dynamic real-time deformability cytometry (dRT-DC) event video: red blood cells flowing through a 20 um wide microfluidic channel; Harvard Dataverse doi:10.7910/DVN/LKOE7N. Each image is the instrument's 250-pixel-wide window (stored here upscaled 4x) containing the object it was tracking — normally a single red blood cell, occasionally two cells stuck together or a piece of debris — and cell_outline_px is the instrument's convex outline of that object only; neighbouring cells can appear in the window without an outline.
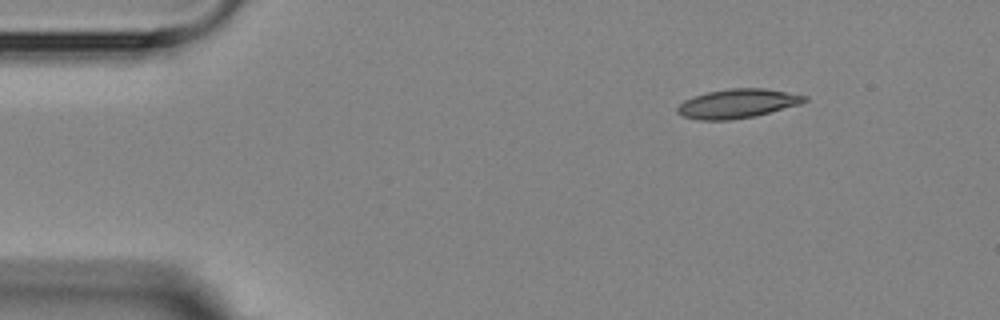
{"species": "Egyptian fruit bat (a non-hibernating species)", "species_latin": "Rousettus aegyptiacus", "temperature_condition": "room temperature", "stored_images_in_passage": 3, "camera_frame_rate_fps": 3000, "um_per_image_px": 0.085, "animal": {"sex": "female"}, "frame": {"image": 1, "passage_image": 1, "time_ms": 0.0, "image_size_px": [1000, 320], "cell_outline_px": [[808, 100], [800, 104], [756, 116], [728, 120], [700, 120], [684, 116], [676, 112], [676, 108], [684, 100], [692, 96], [708, 92], [728, 88], [764, 88], [808, 96]], "centroid_in_image_um": [62.68, 8.8], "position_along_channel_um": 22.3, "area_um2": 21.56}}
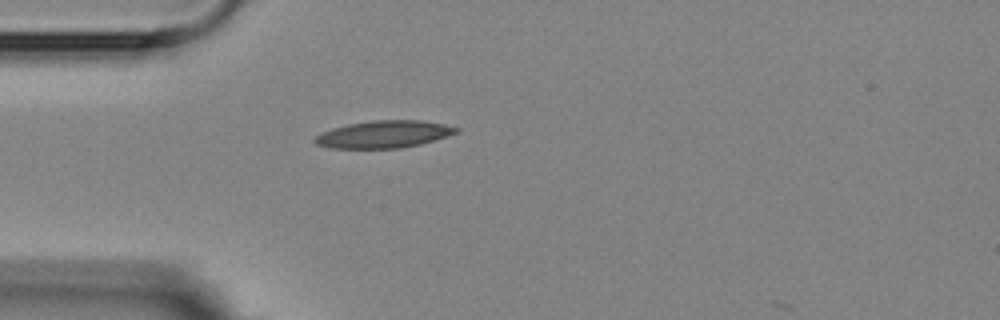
{"frame": {"image": 2, "passage_image": 3, "time_ms": 2.667, "image_size_px": [1000, 320], "cell_outline_px": [[460, 132], [420, 144], [400, 148], [332, 148], [316, 144], [312, 140], [320, 132], [332, 128], [348, 124], [372, 120], [420, 120], [444, 124], [460, 128]], "centroid_in_image_um": [32.62, 11.41], "position_along_channel_um": 52.4, "area_um2": 22.48}}